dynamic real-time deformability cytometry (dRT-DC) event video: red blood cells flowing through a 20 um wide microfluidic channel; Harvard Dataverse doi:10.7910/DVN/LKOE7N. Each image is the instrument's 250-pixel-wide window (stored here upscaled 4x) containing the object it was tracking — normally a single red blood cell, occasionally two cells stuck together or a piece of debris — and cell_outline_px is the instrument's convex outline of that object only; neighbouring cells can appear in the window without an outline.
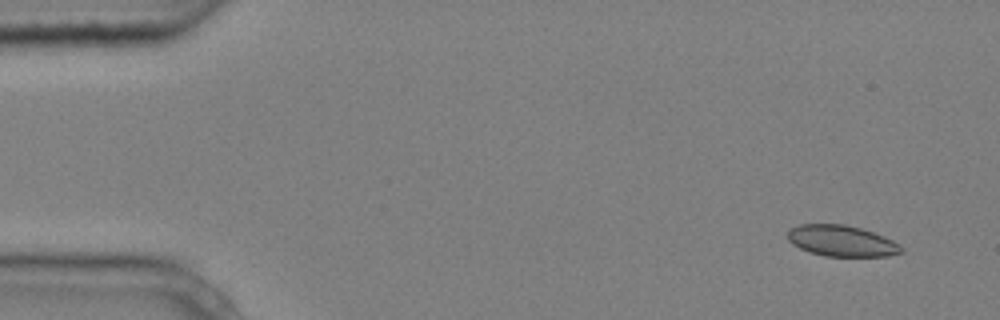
{"species": "common noctule bat (a hibernating species)", "species_latin": "Nyctalus noctula", "temperature_condition": "cold", "stored_images_in_passage": 6, "camera_frame_rate_fps": 3000, "um_per_image_px": 0.085, "animal": {"sex": "male", "body_mass_g": 20.4}, "frame": {"image": 1, "passage_image": 1, "time_ms": 0.0, "image_size_px": [1000, 320], "cell_outline_px": [[904, 252], [888, 256], [824, 256], [808, 252], [792, 244], [788, 240], [788, 228], [800, 224], [844, 224], [860, 228], [884, 236], [892, 240], [904, 248]], "centroid_in_image_um": [71.52, 20.48], "position_along_channel_um": 13.5, "area_um2": 20.69}}
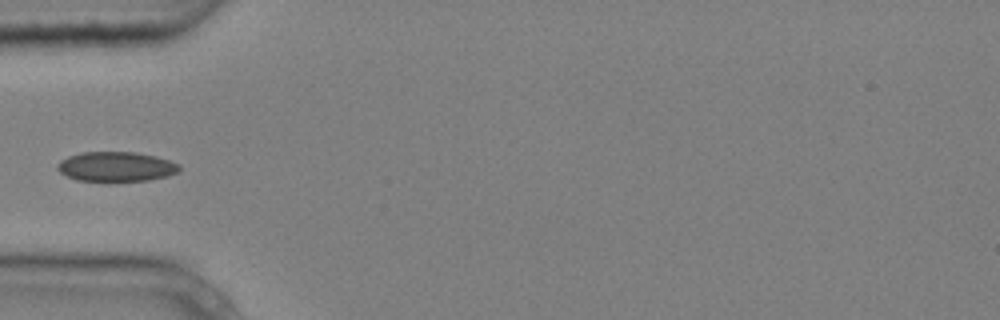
{"frame": {"image": 2, "passage_image": 5, "time_ms": 1.333, "image_size_px": [1000, 320], "cell_outline_px": [[180, 168], [176, 172], [168, 176], [148, 180], [76, 180], [60, 172], [56, 168], [56, 164], [60, 160], [68, 156], [80, 152], [136, 152], [156, 156], [180, 164]], "centroid_in_image_um": [9.85, 14.14], "position_along_channel_um": 75.1, "area_um2": 20.92}}
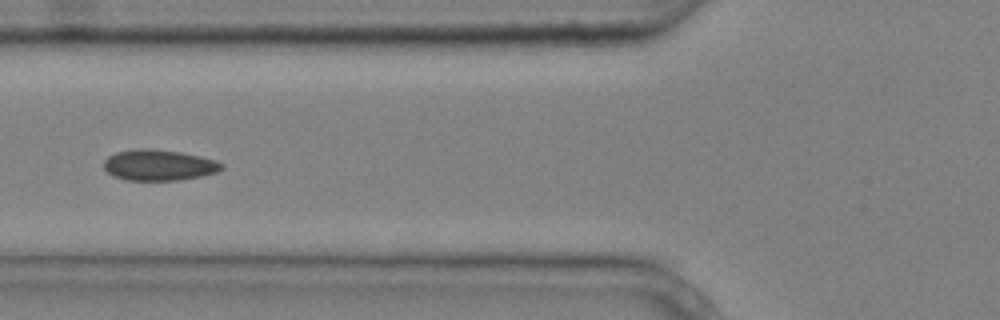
{"frame": {"image": 3, "passage_image": 6, "time_ms": 1.667, "image_size_px": [1000, 320], "cell_outline_px": [[224, 168], [216, 172], [200, 176], [180, 180], [124, 180], [112, 176], [104, 168], [104, 160], [108, 156], [116, 152], [136, 148], [148, 148], [180, 152], [200, 156], [216, 160], [224, 164]], "centroid_in_image_um": [13.49, 14.03], "position_along_channel_um": 112.3, "area_um2": 21.33}}